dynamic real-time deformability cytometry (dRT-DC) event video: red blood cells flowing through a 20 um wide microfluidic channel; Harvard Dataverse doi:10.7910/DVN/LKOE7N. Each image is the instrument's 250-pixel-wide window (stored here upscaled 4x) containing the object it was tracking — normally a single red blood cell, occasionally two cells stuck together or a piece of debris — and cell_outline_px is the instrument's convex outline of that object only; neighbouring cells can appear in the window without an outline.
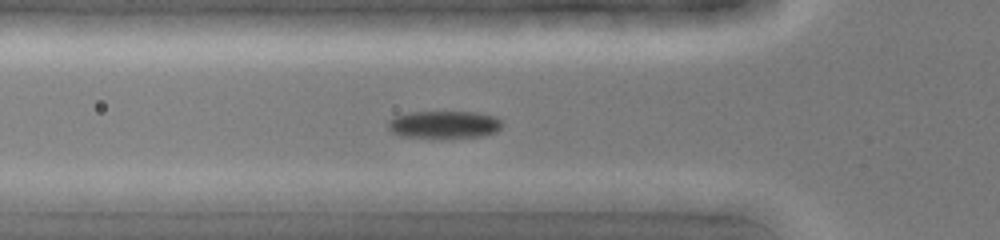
{"species": "common noctule bat (a hibernating species)", "species_latin": "Nyctalus noctula", "temperature_condition": "cold", "stored_images_in_passage": 44, "camera_frame_rate_fps": 3000, "um_per_image_px": 0.085, "animal": {"sex": "female", "body_mass_g": 19.0, "forearm_length_mm": 51.5}, "frame": {"image": 1, "passage_image": 15, "time_ms": 4.667, "image_size_px": [1000, 240], "cell_outline_px": [[500, 128], [496, 132], [480, 136], [400, 136], [392, 132], [388, 128], [388, 120], [396, 116], [408, 112], [476, 112], [492, 116], [500, 120]], "centroid_in_image_um": [37.7, 10.56], "position_along_channel_um": 88.1, "area_um2": 17.63}}
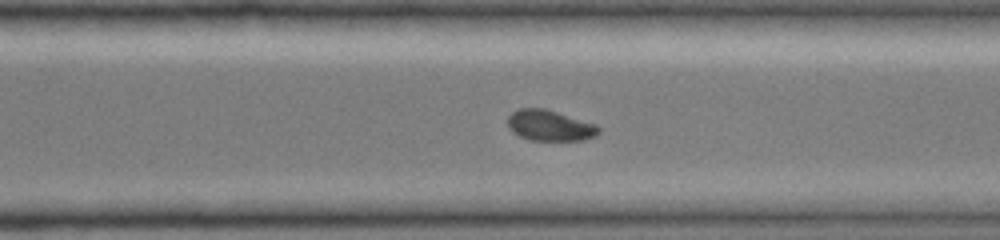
{"frame": {"image": 2, "passage_image": 31, "time_ms": 10.0, "image_size_px": [1000, 240], "cell_outline_px": [[600, 132], [596, 136], [584, 140], [532, 140], [520, 136], [512, 132], [508, 128], [508, 116], [516, 108], [544, 108], [596, 124], [600, 128]], "centroid_in_image_um": [46.73, 10.66], "position_along_channel_um": 323.9, "area_um2": 16.36}}
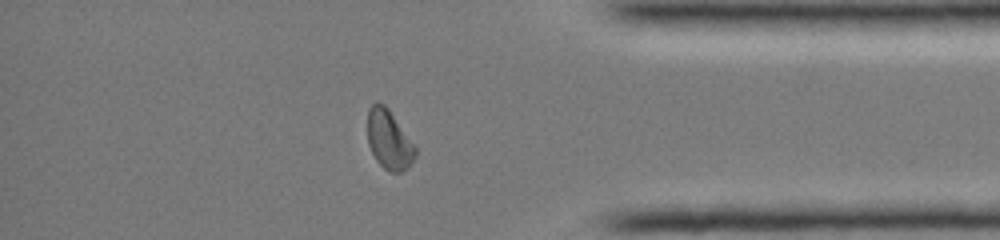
{"frame": {"image": 3, "passage_image": 37, "time_ms": 12.0, "image_size_px": [1000, 240], "cell_outline_px": [[416, 156], [408, 168], [400, 172], [388, 172], [376, 160], [368, 144], [368, 108], [376, 100], [384, 104], [388, 108], [416, 148]], "centroid_in_image_um": [33.05, 11.88], "position_along_channel_um": 402.1, "area_um2": 16.42}}